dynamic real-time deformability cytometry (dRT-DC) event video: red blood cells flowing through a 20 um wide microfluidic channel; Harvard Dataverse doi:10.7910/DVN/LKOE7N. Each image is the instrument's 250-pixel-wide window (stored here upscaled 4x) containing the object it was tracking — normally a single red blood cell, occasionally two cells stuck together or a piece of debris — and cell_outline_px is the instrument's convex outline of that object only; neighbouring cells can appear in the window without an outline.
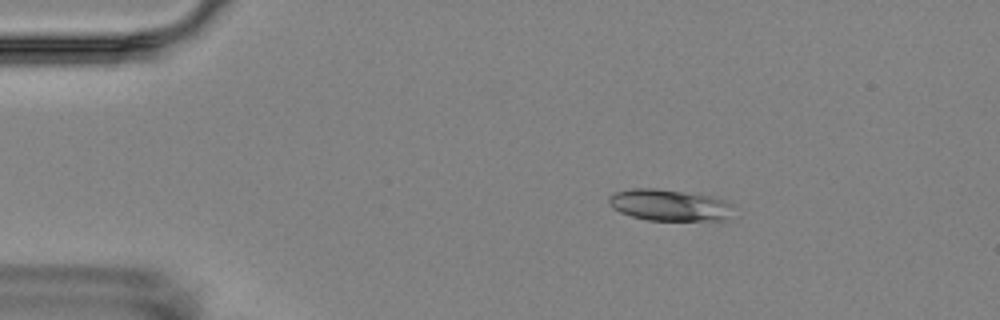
{"species": "Egyptian fruit bat (a non-hibernating species)", "species_latin": "Rousettus aegyptiacus", "temperature_condition": "room temperature", "stored_images_in_passage": 4, "camera_frame_rate_fps": 3000, "um_per_image_px": 0.085, "animal": {"sex": "female"}, "frame": {"image": 1, "passage_image": 3, "time_ms": 3.0, "image_size_px": [1000, 320], "cell_outline_px": [[732, 220], [648, 220], [632, 216], [620, 212], [612, 208], [608, 200], [608, 196], [616, 192], [632, 188], [656, 188], [712, 196], [728, 200], [732, 204]], "centroid_in_image_um": [56.95, 17.43], "position_along_channel_um": 28.0, "area_um2": 23.12}}